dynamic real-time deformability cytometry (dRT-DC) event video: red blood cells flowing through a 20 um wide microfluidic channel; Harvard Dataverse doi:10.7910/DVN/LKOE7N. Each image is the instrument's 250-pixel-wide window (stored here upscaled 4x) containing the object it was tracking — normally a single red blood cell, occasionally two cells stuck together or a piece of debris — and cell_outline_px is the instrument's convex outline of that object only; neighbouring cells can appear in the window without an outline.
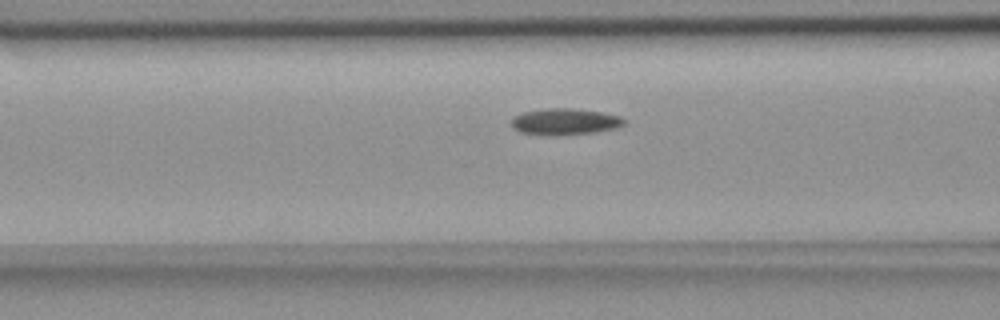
{"species": "common noctule bat (a hibernating species)", "species_latin": "Nyctalus noctula", "temperature_condition": "room temperature", "stored_images_in_passage": 31, "camera_frame_rate_fps": 3000, "um_per_image_px": 0.085, "animal": {"sex": "female", "body_mass_g": 18.4}, "frame": {"image": 1, "passage_image": 8, "time_ms": 2.333, "image_size_px": [1000, 320], "cell_outline_px": [[624, 124], [616, 128], [592, 132], [520, 132], [512, 128], [512, 120], [516, 116], [524, 112], [544, 108], [572, 108], [600, 112], [620, 116], [624, 120]], "centroid_in_image_um": [48.04, 10.27], "position_along_channel_um": 118.6, "area_um2": 16.13}}
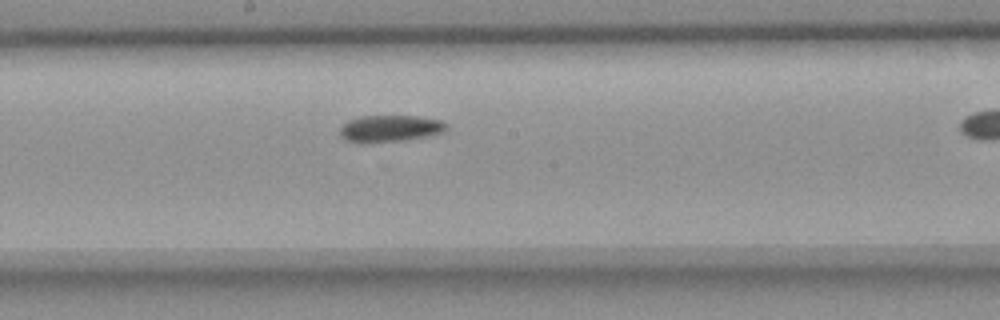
{"frame": {"image": 2, "passage_image": 16, "time_ms": 5.0, "image_size_px": [1000, 320], "cell_outline_px": [[448, 128], [444, 132], [432, 136], [404, 140], [360, 144], [348, 140], [340, 136], [340, 128], [348, 120], [360, 116], [416, 116], [440, 120], [448, 124]], "centroid_in_image_um": [33.17, 10.93], "position_along_channel_um": 215.0, "area_um2": 16.88}}
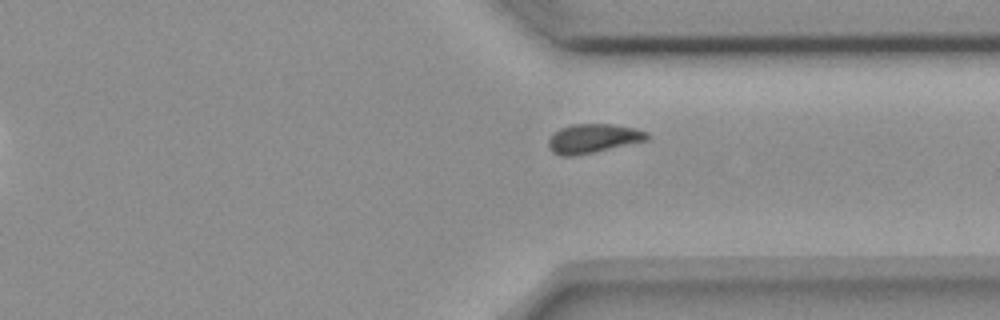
{"frame": {"image": 3, "passage_image": 28, "time_ms": 9.0, "image_size_px": [1000, 320], "cell_outline_px": [[648, 140], [592, 152], [572, 156], [560, 156], [552, 152], [548, 144], [548, 140], [552, 132], [560, 128], [572, 124], [612, 124], [636, 128], [648, 132]], "centroid_in_image_um": [50.38, 11.75], "position_along_channel_um": 361.0, "area_um2": 16.7}}